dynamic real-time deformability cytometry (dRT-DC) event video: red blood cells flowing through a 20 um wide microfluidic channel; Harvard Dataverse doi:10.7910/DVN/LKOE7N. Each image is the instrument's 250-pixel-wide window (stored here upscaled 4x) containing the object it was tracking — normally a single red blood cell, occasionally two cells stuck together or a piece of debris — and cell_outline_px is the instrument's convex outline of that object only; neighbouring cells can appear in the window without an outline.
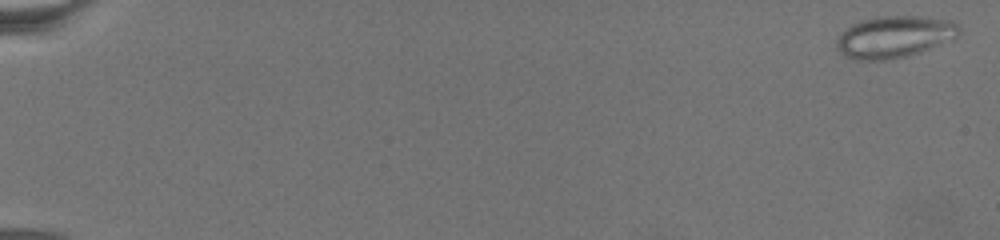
{"species": "common noctule bat (a hibernating species)", "species_latin": "Nyctalus noctula", "temperature_condition": "warm", "stored_images_in_passage": 67, "camera_frame_rate_fps": 3000, "um_per_image_px": 0.085, "animal": {"sex": "female", "body_mass_g": 19.5, "forearm_length_mm": 54.1}, "frame": {"image": 1, "passage_image": 2, "time_ms": 0.333, "image_size_px": [1000, 240], "cell_outline_px": [[960, 28], [952, 40], [908, 56], [884, 60], [856, 60], [844, 56], [840, 52], [836, 44], [836, 40], [852, 24], [864, 20], [880, 16], [920, 16], [952, 20]], "centroid_in_image_um": [76.02, 3.13], "position_along_channel_um": 9.0, "area_um2": 29.54}}
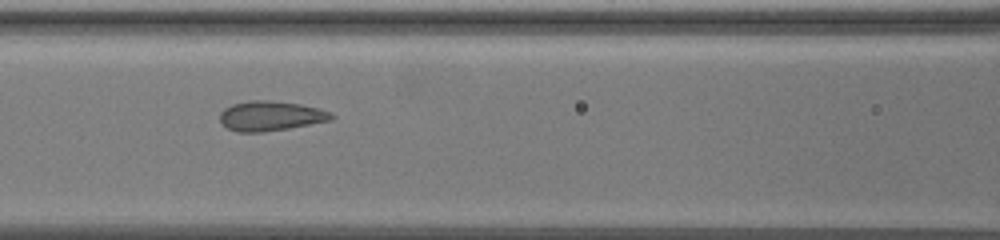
{"frame": {"image": 2, "passage_image": 32, "time_ms": 12.0, "image_size_px": [1000, 240], "cell_outline_px": [[336, 116], [332, 120], [288, 128], [260, 132], [236, 132], [228, 128], [220, 120], [220, 112], [224, 108], [232, 104], [248, 100], [268, 100], [300, 104], [316, 108], [328, 112]], "centroid_in_image_um": [22.97, 9.85], "position_along_channel_um": 143.6, "area_um2": 19.19}}
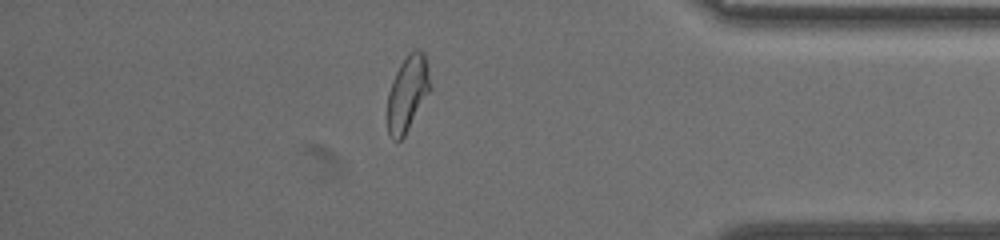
{"frame": {"image": 3, "passage_image": 59, "time_ms": 21.667, "image_size_px": [1000, 240], "cell_outline_px": [[432, 88], [404, 136], [400, 140], [392, 140], [388, 136], [388, 92], [392, 80], [400, 64], [408, 52], [416, 48], [420, 48], [424, 52], [428, 68]], "centroid_in_image_um": [34.65, 7.9], "position_along_channel_um": 400.5, "area_um2": 19.02}}